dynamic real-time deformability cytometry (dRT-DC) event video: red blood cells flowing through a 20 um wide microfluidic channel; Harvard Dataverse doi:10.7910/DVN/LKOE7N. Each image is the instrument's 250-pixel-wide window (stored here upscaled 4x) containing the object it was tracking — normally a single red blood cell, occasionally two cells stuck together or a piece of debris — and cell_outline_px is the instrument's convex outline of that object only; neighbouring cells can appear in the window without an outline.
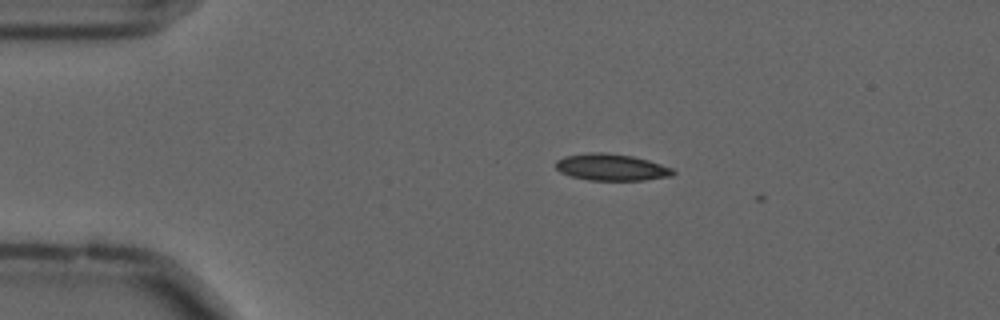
{"species": "common noctule bat (a hibernating species)", "species_latin": "Nyctalus noctula", "temperature_condition": "cold", "stored_images_in_passage": 3, "camera_frame_rate_fps": 3000, "um_per_image_px": 0.085, "animal": {"sex": "male", "forearm_length_mm": 52.5}, "frame": {"image": 1, "passage_image": 1, "time_ms": 0.0, "image_size_px": [1000, 320], "cell_outline_px": [[676, 172], [672, 176], [644, 180], [588, 180], [572, 176], [560, 172], [556, 168], [556, 160], [564, 156], [588, 152], [604, 152], [632, 156], [648, 160], [672, 168]], "centroid_in_image_um": [51.96, 14.21], "position_along_channel_um": 33.0, "area_um2": 18.26}}